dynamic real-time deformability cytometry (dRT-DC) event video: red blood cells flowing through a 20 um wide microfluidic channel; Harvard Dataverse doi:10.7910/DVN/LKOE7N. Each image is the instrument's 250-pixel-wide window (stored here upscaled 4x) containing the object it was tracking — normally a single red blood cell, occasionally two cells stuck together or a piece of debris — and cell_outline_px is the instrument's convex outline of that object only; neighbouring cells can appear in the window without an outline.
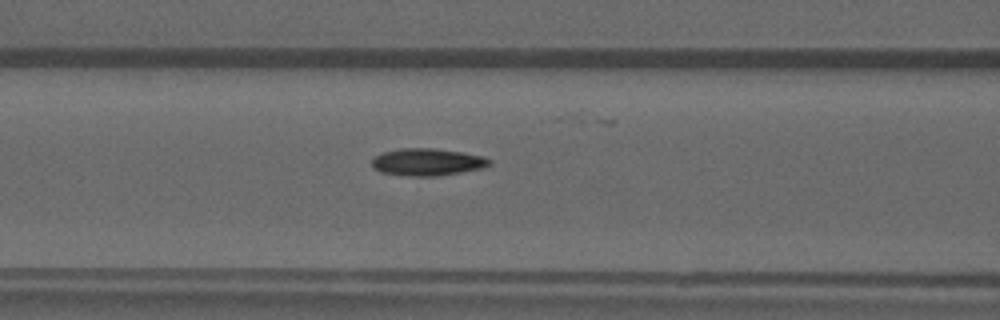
{"species": "common noctule bat (a hibernating species)", "species_latin": "Nyctalus noctula", "temperature_condition": "warm", "stored_images_in_passage": 4, "camera_frame_rate_fps": 3000, "um_per_image_px": 0.085, "animal": {"sex": "male", "forearm_length_mm": 52.5}, "frame": {"image": 1, "passage_image": 4, "time_ms": 4.0, "image_size_px": [1000, 320], "cell_outline_px": [[492, 164], [484, 168], [436, 176], [408, 176], [380, 172], [372, 168], [372, 156], [380, 152], [400, 148], [432, 148], [460, 152], [484, 156], [492, 160]], "centroid_in_image_um": [36.29, 13.77], "position_along_channel_um": 130.3, "area_um2": 18.9}}